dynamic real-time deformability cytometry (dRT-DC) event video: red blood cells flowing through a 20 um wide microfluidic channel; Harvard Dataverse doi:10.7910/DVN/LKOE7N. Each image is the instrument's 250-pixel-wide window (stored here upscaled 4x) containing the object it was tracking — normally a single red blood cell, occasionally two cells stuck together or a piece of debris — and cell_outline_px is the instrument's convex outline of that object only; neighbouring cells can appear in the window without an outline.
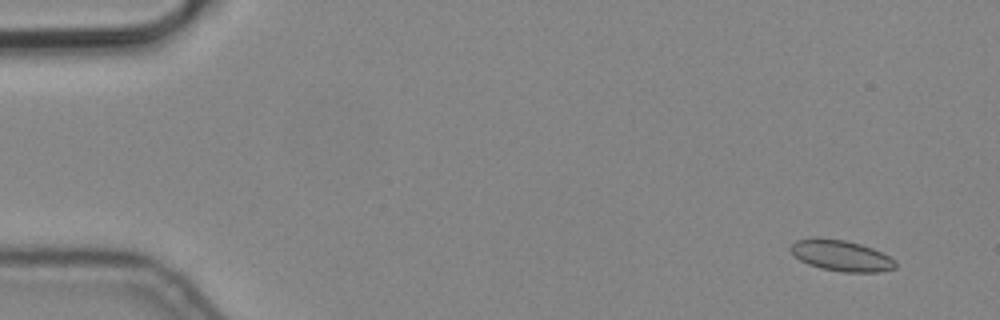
{"species": "common noctule bat (a hibernating species)", "species_latin": "Nyctalus noctula", "temperature_condition": "cold", "stored_images_in_passage": 4, "camera_frame_rate_fps": 3000, "um_per_image_px": 0.085, "animal": {"sex": "male", "body_mass_g": 19.2, "forearm_length_mm": 51.8}, "frame": {"image": 1, "passage_image": 1, "time_ms": 0.0, "image_size_px": [1000, 320], "cell_outline_px": [[896, 268], [880, 272], [844, 272], [820, 268], [808, 264], [800, 260], [788, 248], [796, 240], [816, 236], [844, 240], [860, 244], [872, 248], [896, 260]], "centroid_in_image_um": [71.48, 21.72], "position_along_channel_um": 13.5, "area_um2": 19.02}}